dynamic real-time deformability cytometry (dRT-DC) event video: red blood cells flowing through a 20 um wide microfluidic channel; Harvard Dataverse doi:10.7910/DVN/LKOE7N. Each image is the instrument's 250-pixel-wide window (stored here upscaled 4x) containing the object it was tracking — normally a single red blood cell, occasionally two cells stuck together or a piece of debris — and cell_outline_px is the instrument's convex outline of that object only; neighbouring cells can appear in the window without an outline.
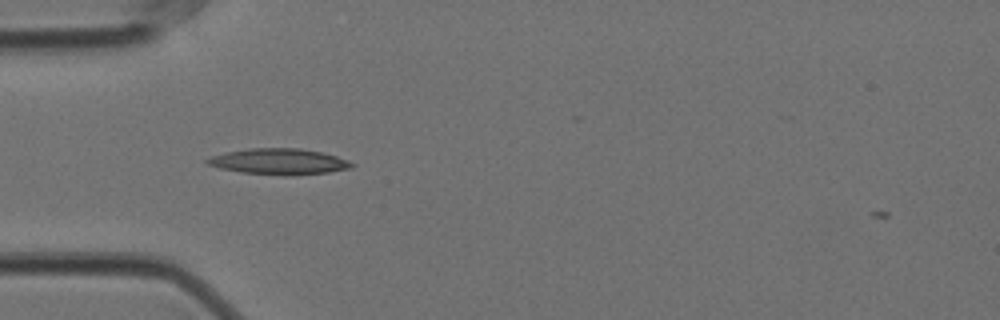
{"species": "Egyptian fruit bat (a non-hibernating species)", "species_latin": "Rousettus aegyptiacus", "temperature_condition": "cold", "stored_images_in_passage": 5, "camera_frame_rate_fps": 3000, "um_per_image_px": 0.085, "animal": {"sex": "female"}, "frame": {"image": 1, "passage_image": 1, "time_ms": 0.0, "image_size_px": [1000, 320], "cell_outline_px": [[356, 164], [352, 168], [328, 172], [288, 176], [284, 176], [244, 172], [220, 168], [208, 164], [204, 160], [212, 156], [228, 152], [248, 148], [300, 148], [320, 152], [336, 156], [348, 160]], "centroid_in_image_um": [23.75, 13.73], "position_along_channel_um": 61.2, "area_um2": 21.73}}
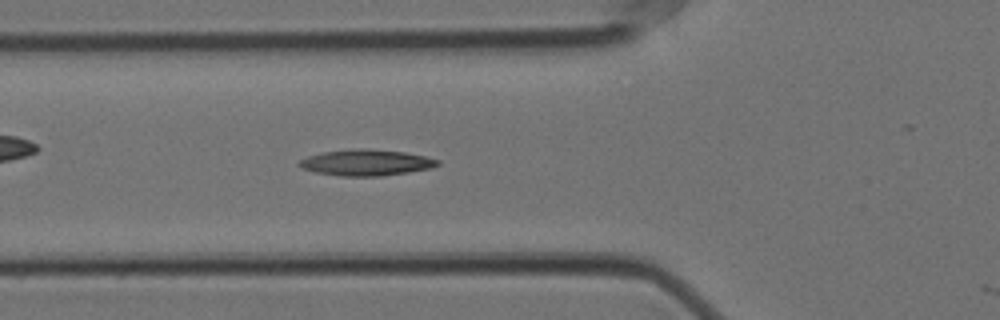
{"frame": {"image": 2, "passage_image": 4, "time_ms": 1.0, "image_size_px": [1000, 320], "cell_outline_px": [[440, 164], [428, 168], [408, 172], [380, 176], [340, 176], [316, 172], [300, 168], [296, 164], [300, 160], [308, 156], [324, 152], [360, 148], [364, 148], [404, 152], [424, 156], [440, 160]], "centroid_in_image_um": [31.09, 13.82], "position_along_channel_um": 94.7, "area_um2": 20.87}}